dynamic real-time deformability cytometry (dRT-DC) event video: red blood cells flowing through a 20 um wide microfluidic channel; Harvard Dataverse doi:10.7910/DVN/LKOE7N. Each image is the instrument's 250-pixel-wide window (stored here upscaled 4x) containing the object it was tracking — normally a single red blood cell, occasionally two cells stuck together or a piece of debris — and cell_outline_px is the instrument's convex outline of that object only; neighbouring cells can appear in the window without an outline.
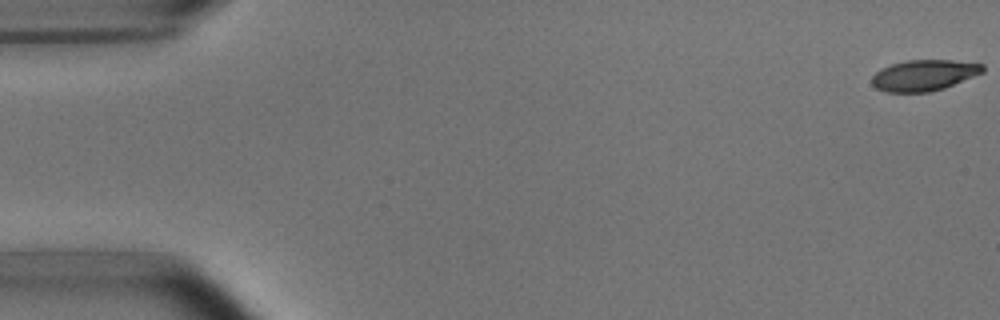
{"species": "common noctule bat (a hibernating species)", "species_latin": "Nyctalus noctula", "temperature_condition": "room temperature", "stored_images_in_passage": 5, "camera_frame_rate_fps": 3000, "um_per_image_px": 0.085, "animal": {"sex": "male", "body_mass_g": 15.6}, "frame": {"image": 1, "passage_image": 1, "time_ms": 0.0, "image_size_px": [1000, 320], "cell_outline_px": [[984, 72], [944, 88], [928, 92], [888, 92], [876, 88], [872, 84], [872, 76], [880, 68], [892, 64], [908, 60], [952, 60], [984, 64]], "centroid_in_image_um": [78.54, 6.39], "position_along_channel_um": 6.5, "area_um2": 19.94}}
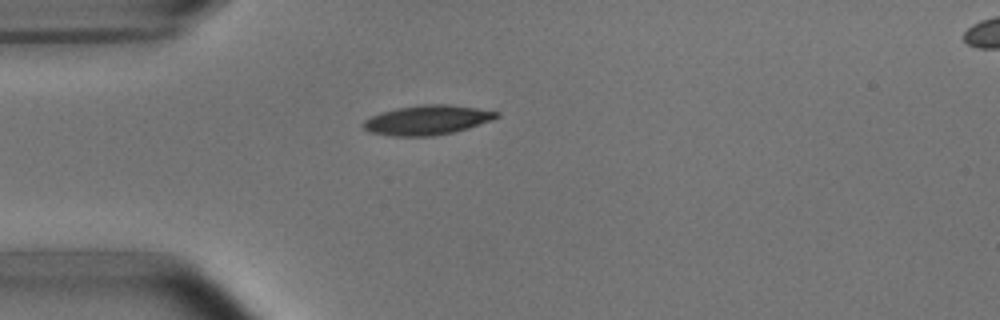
{"frame": {"image": 2, "passage_image": 5, "time_ms": 4.667, "image_size_px": [1000, 320], "cell_outline_px": [[500, 116], [492, 120], [468, 128], [452, 132], [432, 136], [392, 136], [368, 132], [364, 128], [364, 120], [372, 116], [396, 108], [424, 104], [448, 104], [476, 108], [500, 112]], "centroid_in_image_um": [36.33, 10.2], "position_along_channel_um": 48.7, "area_um2": 22.77}}